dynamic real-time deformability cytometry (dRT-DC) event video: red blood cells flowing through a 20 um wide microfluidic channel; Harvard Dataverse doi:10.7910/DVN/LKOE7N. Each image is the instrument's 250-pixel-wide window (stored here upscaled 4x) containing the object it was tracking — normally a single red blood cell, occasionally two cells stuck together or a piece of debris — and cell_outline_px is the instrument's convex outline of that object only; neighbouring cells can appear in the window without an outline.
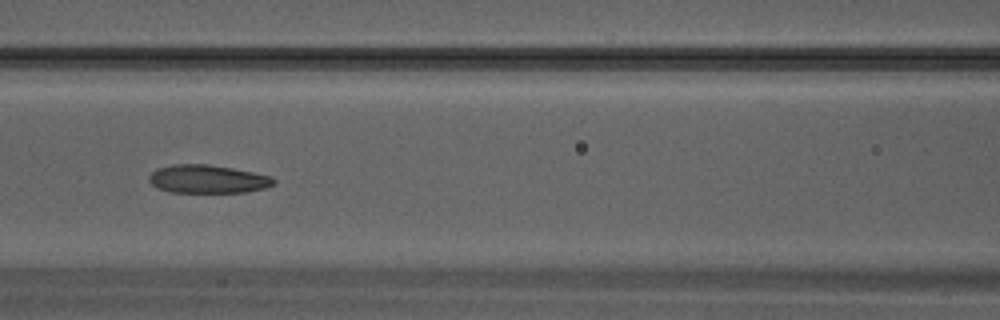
{"species": "Egyptian fruit bat (a non-hibernating species)", "species_latin": "Rousettus aegyptiacus", "temperature_condition": "warm", "stored_images_in_passage": 32, "camera_frame_rate_fps": 3000, "um_per_image_px": 0.085, "animal": {"sex": "male"}, "frame": {"image": 1, "passage_image": 14, "time_ms": 4.333, "image_size_px": [1000, 320], "cell_outline_px": [[276, 184], [264, 188], [244, 192], [168, 192], [152, 184], [148, 180], [148, 176], [156, 168], [172, 164], [208, 164], [232, 168], [272, 176], [276, 180]], "centroid_in_image_um": [17.65, 15.21], "position_along_channel_um": 149.0, "area_um2": 20.58}}
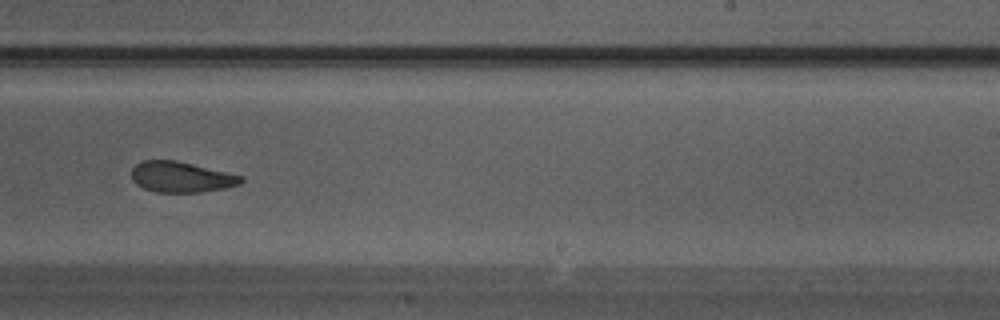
{"frame": {"image": 2, "passage_image": 20, "time_ms": 6.333, "image_size_px": [1000, 320], "cell_outline_px": [[244, 180], [240, 184], [224, 188], [200, 192], [156, 192], [144, 188], [136, 184], [132, 180], [132, 168], [140, 160], [176, 160], [244, 176]], "centroid_in_image_um": [15.39, 15.04], "position_along_channel_um": 273.6, "area_um2": 19.59}}
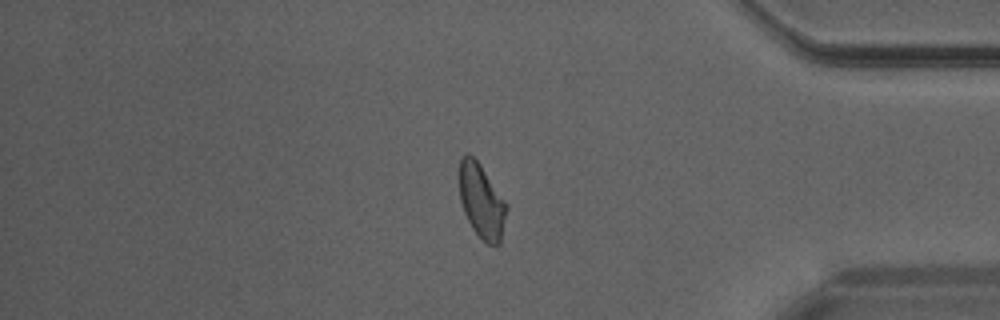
{"frame": {"image": 3, "passage_image": 27, "time_ms": 8.667, "image_size_px": [1000, 320], "cell_outline_px": [[508, 208], [500, 244], [496, 248], [488, 244], [472, 228], [464, 212], [460, 200], [460, 160], [468, 152], [480, 164], [508, 204]], "centroid_in_image_um": [40.97, 17.13], "position_along_channel_um": 394.2, "area_um2": 20.4}}